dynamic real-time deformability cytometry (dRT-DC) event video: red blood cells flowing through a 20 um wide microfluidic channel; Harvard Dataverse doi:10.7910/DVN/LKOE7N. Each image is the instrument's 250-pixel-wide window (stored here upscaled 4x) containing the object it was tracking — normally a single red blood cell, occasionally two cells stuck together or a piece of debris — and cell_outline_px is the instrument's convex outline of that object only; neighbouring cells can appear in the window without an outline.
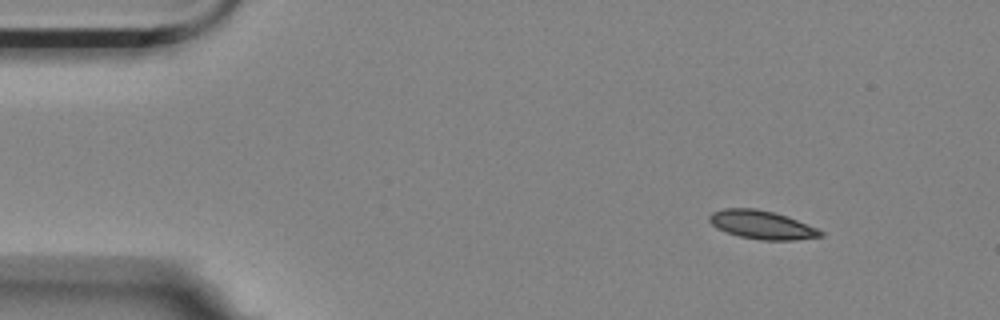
{"species": "Egyptian fruit bat (a non-hibernating species)", "species_latin": "Rousettus aegyptiacus", "temperature_condition": "room temperature", "stored_images_in_passage": 2, "camera_frame_rate_fps": 3000, "um_per_image_px": 0.085, "animal": {"sex": "female"}, "frame": {"image": 1, "passage_image": 1, "time_ms": 0.0, "image_size_px": [1000, 320], "cell_outline_px": [[824, 236], [792, 240], [760, 240], [740, 236], [716, 228], [708, 220], [708, 216], [712, 212], [724, 208], [756, 208], [788, 216], [816, 228], [824, 232]], "centroid_in_image_um": [64.74, 19.1], "position_along_channel_um": 20.3, "area_um2": 18.38}}